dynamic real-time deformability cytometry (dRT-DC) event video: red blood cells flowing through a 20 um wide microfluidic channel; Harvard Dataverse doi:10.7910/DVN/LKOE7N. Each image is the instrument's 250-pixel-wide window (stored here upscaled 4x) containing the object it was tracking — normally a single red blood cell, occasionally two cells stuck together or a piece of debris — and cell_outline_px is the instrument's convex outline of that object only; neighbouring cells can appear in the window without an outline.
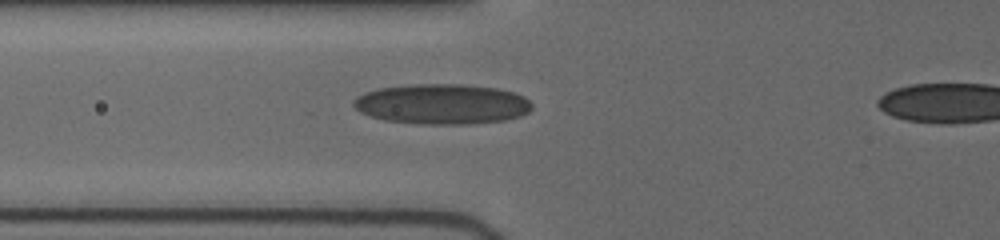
{"species": "human", "species_latin": "Homo sapiens", "temperature_condition": "cold", "stored_images_in_passage": 3, "segment_of_instrument_passage": [1, 2], "camera_frame_rate_fps": 3000, "um_per_image_px": 0.085, "donor": {"sex": "female"}, "frame": {"image": 1, "passage_image": 2, "time_ms": 1.0, "image_size_px": [1000, 240], "cell_outline_px": [[532, 108], [528, 112], [520, 116], [504, 120], [464, 124], [424, 124], [384, 120], [360, 112], [352, 104], [352, 100], [356, 96], [364, 92], [380, 88], [408, 84], [464, 84], [496, 88], [516, 92], [524, 96], [532, 104]], "centroid_in_image_um": [37.56, 8.83], "position_along_channel_um": 88.2, "area_um2": 41.96}}